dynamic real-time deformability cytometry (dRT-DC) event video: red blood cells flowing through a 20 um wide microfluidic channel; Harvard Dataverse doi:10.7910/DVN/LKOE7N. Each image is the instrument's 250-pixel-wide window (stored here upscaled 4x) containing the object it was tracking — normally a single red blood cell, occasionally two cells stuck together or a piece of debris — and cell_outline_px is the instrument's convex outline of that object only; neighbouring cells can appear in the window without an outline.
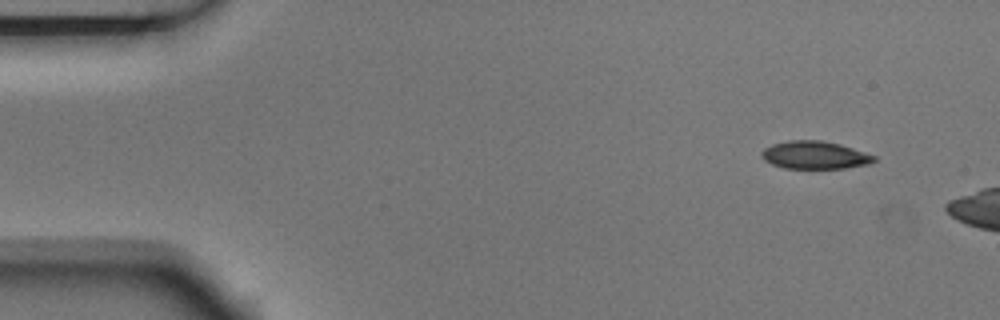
{"species": "Egyptian fruit bat (a non-hibernating species)", "species_latin": "Rousettus aegyptiacus", "temperature_condition": "room temperature", "stored_images_in_passage": 5, "camera_frame_rate_fps": 3000, "um_per_image_px": 0.085, "animal": {"sex": "male"}, "frame": {"image": 1, "passage_image": 1, "time_ms": 0.0, "image_size_px": [1000, 320], "cell_outline_px": [[876, 160], [868, 164], [844, 168], [784, 168], [772, 164], [764, 160], [760, 156], [760, 152], [764, 148], [772, 144], [788, 140], [820, 140], [840, 144], [876, 156]], "centroid_in_image_um": [69.22, 13.17], "position_along_channel_um": 15.8, "area_um2": 18.21}}